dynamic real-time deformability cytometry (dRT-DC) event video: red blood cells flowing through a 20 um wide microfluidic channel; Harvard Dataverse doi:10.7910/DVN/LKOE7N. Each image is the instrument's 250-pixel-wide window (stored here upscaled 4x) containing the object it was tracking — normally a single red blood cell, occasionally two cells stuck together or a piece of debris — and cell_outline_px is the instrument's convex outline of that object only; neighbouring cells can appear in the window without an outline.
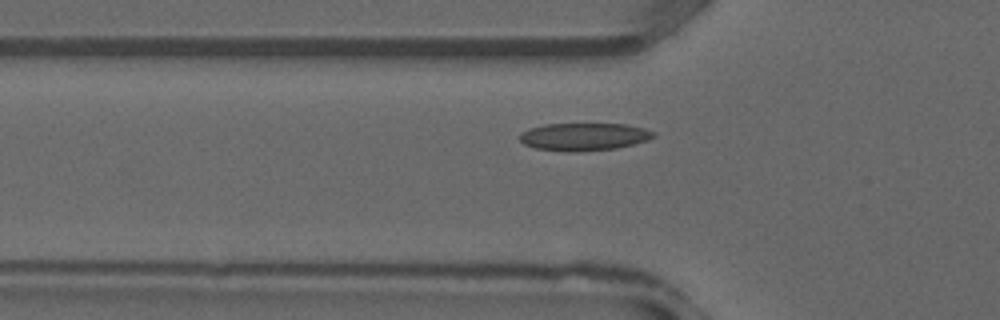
{"species": "common noctule bat (a hibernating species)", "species_latin": "Nyctalus noctula", "temperature_condition": "warm", "stored_images_in_passage": 31, "camera_frame_rate_fps": 3000, "um_per_image_px": 0.085, "animal": {"sex": "male", "forearm_length_mm": 52.5}, "frame": {"image": 1, "passage_image": 10, "time_ms": 3.0, "image_size_px": [1000, 320], "cell_outline_px": [[656, 136], [648, 140], [616, 148], [572, 152], [536, 148], [524, 144], [520, 140], [520, 132], [528, 128], [544, 124], [628, 124], [644, 128], [656, 132]], "centroid_in_image_um": [49.64, 11.61], "position_along_channel_um": 76.2, "area_um2": 21.56}}
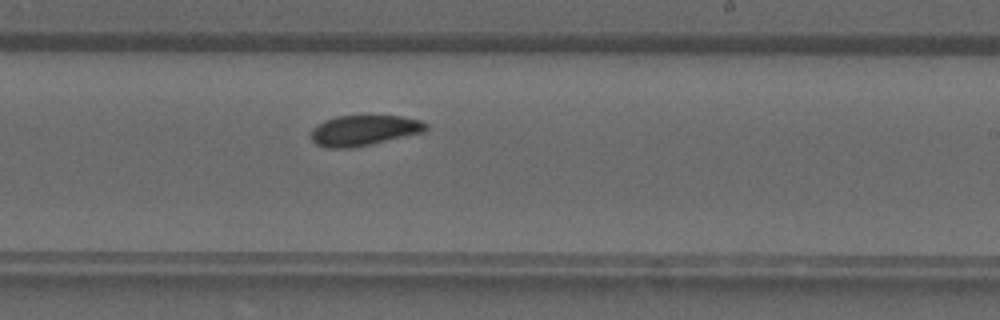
{"frame": {"image": 2, "passage_image": 20, "time_ms": 6.333, "image_size_px": [1000, 320], "cell_outline_px": [[428, 128], [424, 132], [372, 144], [352, 148], [324, 148], [316, 144], [312, 140], [312, 128], [316, 124], [324, 120], [336, 116], [400, 116], [420, 120], [428, 124]], "centroid_in_image_um": [30.92, 11.09], "position_along_channel_um": 258.1, "area_um2": 20.52}}
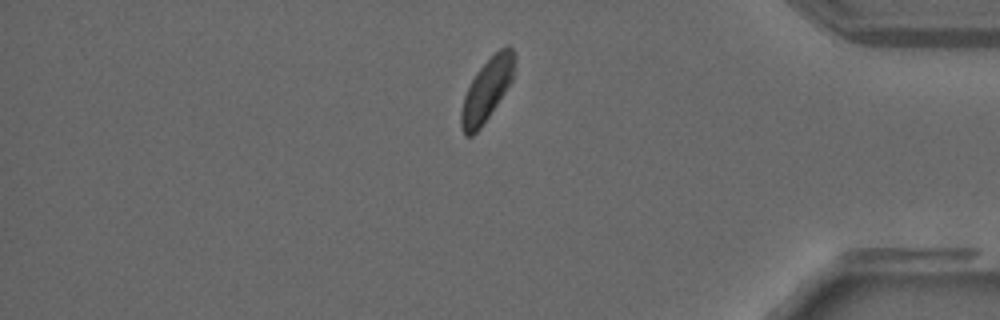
{"frame": {"image": 3, "passage_image": 29, "time_ms": 9.333, "image_size_px": [1000, 320], "cell_outline_px": [[516, 60], [512, 80], [480, 128], [472, 136], [464, 136], [460, 124], [460, 112], [464, 96], [476, 72], [500, 48], [508, 44], [512, 48], [516, 56]], "centroid_in_image_um": [41.38, 7.62], "position_along_channel_um": 393.8, "area_um2": 19.13}}